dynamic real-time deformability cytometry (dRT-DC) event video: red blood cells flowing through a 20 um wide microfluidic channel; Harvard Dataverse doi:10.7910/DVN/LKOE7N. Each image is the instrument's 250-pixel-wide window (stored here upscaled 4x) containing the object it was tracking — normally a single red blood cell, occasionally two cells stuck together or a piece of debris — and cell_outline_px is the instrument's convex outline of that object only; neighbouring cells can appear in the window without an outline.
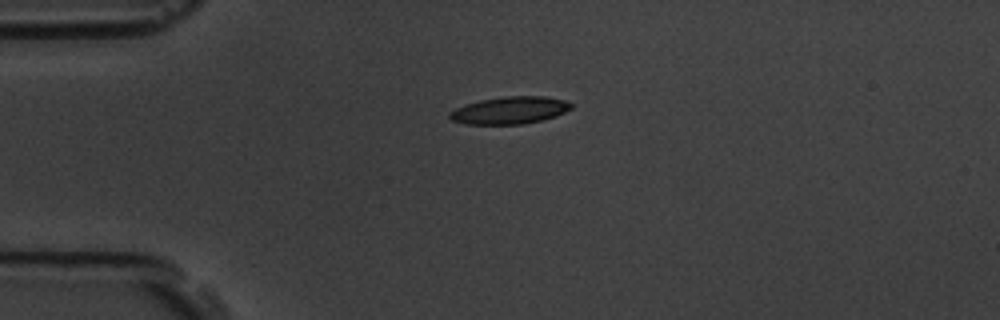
{"species": "common noctule bat (a hibernating species)", "species_latin": "Nyctalus noctula", "temperature_condition": "room temperature", "stored_images_in_passage": 2, "camera_frame_rate_fps": 3000, "um_per_image_px": 0.085, "animal": {"sex": "male", "body_mass_g": 19.5, "forearm_length_mm": 54.6}, "frame": {"image": 1, "passage_image": 1, "time_ms": 0.0, "image_size_px": [1000, 320], "cell_outline_px": [[572, 108], [556, 116], [544, 120], [524, 124], [468, 124], [452, 120], [448, 116], [448, 112], [464, 104], [480, 100], [504, 96], [544, 96], [564, 100], [572, 104]], "centroid_in_image_um": [43.32, 9.37], "position_along_channel_um": 41.7, "area_um2": 19.42}}